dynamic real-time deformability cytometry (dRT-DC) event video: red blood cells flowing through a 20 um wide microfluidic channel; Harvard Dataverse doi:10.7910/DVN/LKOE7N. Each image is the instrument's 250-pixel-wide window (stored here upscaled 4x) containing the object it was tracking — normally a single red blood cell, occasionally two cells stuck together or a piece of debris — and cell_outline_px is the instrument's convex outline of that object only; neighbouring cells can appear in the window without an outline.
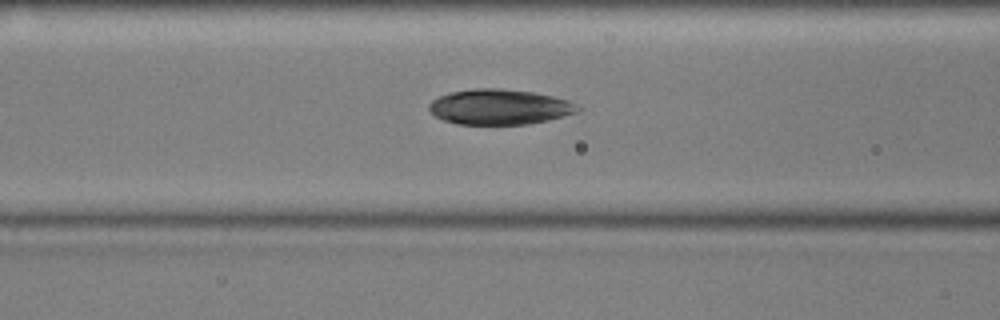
{"species": "common noctule bat (a hibernating species)", "species_latin": "Nyctalus noctula", "temperature_condition": "cold", "stored_images_in_passage": 53, "camera_frame_rate_fps": 3000, "um_per_image_px": 0.085, "animal": {"sex": "male", "body_mass_g": 17.9, "forearm_length_mm": 54.2}, "frame": {"image": 1, "passage_image": 19, "time_ms": 6.0, "image_size_px": [1000, 320], "cell_outline_px": [[580, 108], [576, 112], [564, 116], [548, 120], [528, 124], [460, 124], [444, 120], [436, 116], [428, 108], [428, 104], [432, 100], [440, 96], [452, 92], [472, 88], [500, 88], [532, 92], [552, 96], [568, 100], [576, 104]], "centroid_in_image_um": [42.45, 9.08], "position_along_channel_um": 124.1, "area_um2": 30.4}}
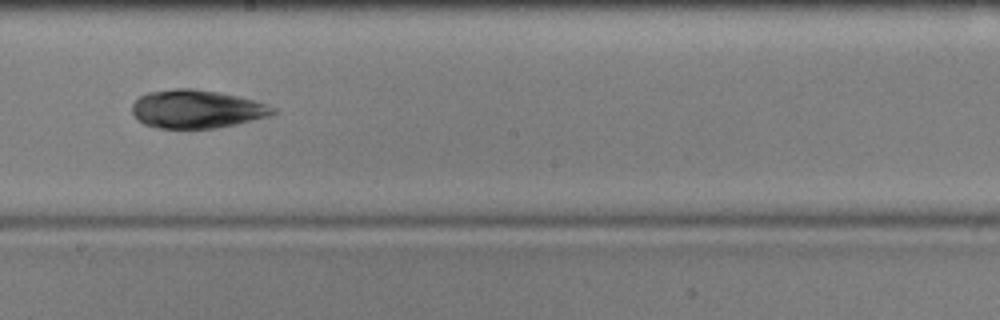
{"frame": {"image": 2, "passage_image": 28, "time_ms": 9.0, "image_size_px": [1000, 320], "cell_outline_px": [[276, 112], [268, 116], [236, 124], [216, 128], [160, 128], [144, 124], [136, 120], [132, 112], [132, 104], [140, 96], [148, 92], [172, 88], [192, 88], [216, 92], [236, 96], [268, 104], [276, 108]], "centroid_in_image_um": [16.68, 9.27], "position_along_channel_um": 231.5, "area_um2": 31.33}}
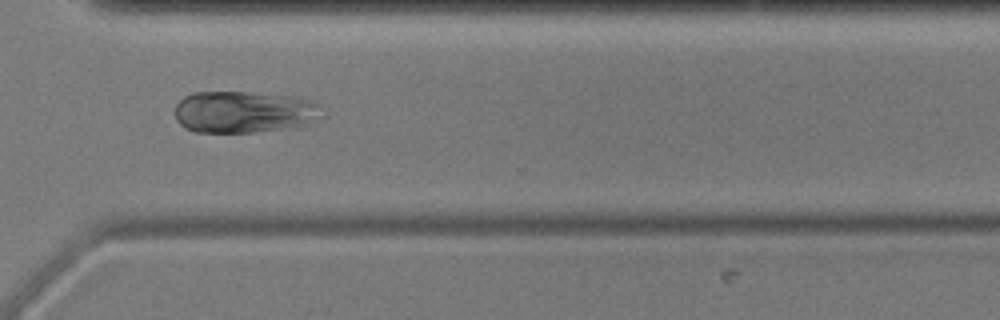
{"frame": {"image": 3, "passage_image": 38, "time_ms": 12.333, "image_size_px": [1000, 320], "cell_outline_px": [[324, 116], [304, 124], [280, 128], [252, 132], [196, 132], [184, 128], [176, 120], [176, 104], [184, 96], [192, 92], [252, 92], [296, 96], [312, 100], [320, 104]], "centroid_in_image_um": [20.74, 9.49], "position_along_channel_um": 349.9, "area_um2": 35.95}}